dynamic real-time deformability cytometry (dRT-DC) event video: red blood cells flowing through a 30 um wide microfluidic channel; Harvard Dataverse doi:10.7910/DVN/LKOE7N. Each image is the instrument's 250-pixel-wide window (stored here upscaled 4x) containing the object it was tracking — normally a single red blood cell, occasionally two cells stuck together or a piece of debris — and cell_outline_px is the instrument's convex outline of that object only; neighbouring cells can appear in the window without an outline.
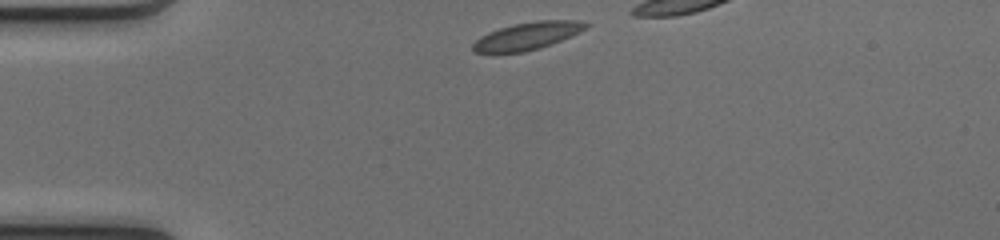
{"species": "common noctule bat (a hibernating species)", "species_latin": "Nyctalus noctula", "temperature_condition": "cold", "stored_images_in_passage": 18, "camera_frame_rate_fps": 3000, "um_per_image_px": 0.085, "animal": {"sex": "female", "body_mass_g": 17.0, "forearm_length_mm": 48.0}, "frame": {"image": 1, "passage_image": 1, "time_ms": 0.0, "image_size_px": [1000, 240], "cell_outline_px": [[592, 24], [588, 28], [552, 44], [540, 48], [524, 52], [472, 52], [472, 44], [480, 36], [488, 32], [500, 28], [516, 24], [536, 20], [580, 20]], "centroid_in_image_um": [44.87, 3.04], "position_along_channel_um": 40.1, "area_um2": 18.09}}
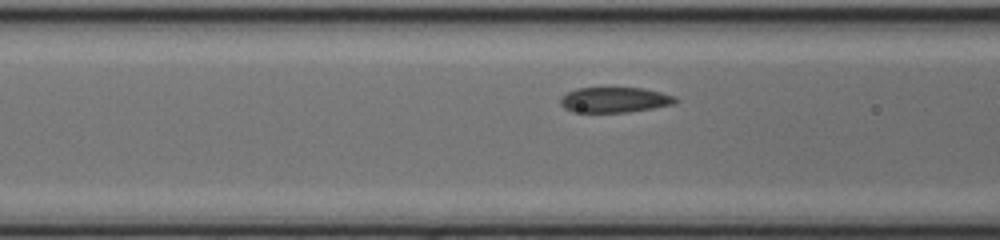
{"frame": {"image": 2, "passage_image": 9, "time_ms": 2.667, "image_size_px": [1000, 240], "cell_outline_px": [[680, 100], [676, 104], [628, 112], [572, 112], [564, 108], [560, 104], [560, 96], [576, 88], [644, 88], [676, 96]], "centroid_in_image_um": [52.26, 8.49], "position_along_channel_um": 114.3, "area_um2": 17.17}}
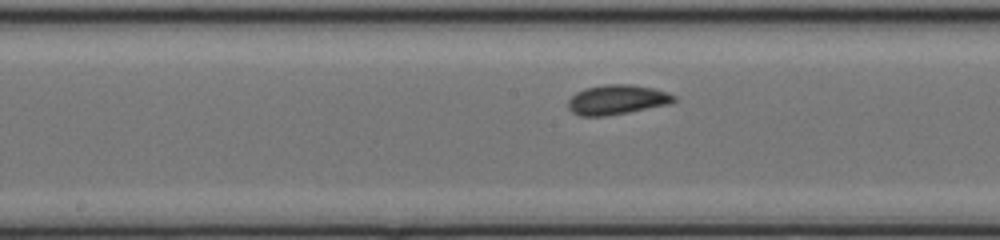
{"frame": {"image": 3, "passage_image": 15, "time_ms": 4.667, "image_size_px": [1000, 240], "cell_outline_px": [[676, 100], [672, 104], [628, 112], [604, 116], [580, 116], [572, 112], [568, 108], [568, 100], [576, 92], [584, 88], [604, 84], [632, 84], [656, 88], [668, 92], [676, 96]], "centroid_in_image_um": [52.47, 8.46], "position_along_channel_um": 195.7, "area_um2": 18.61}}